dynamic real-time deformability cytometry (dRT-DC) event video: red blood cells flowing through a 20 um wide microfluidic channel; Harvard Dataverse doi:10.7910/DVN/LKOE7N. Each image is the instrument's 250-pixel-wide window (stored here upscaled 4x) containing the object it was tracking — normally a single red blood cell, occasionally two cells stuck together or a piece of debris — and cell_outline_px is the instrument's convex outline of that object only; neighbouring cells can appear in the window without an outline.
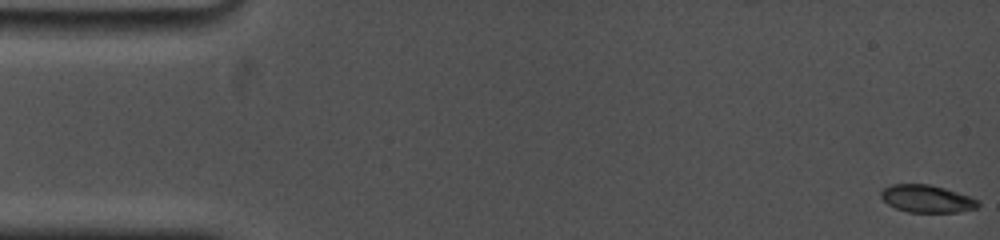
{"species": "common noctule bat (a hibernating species)", "species_latin": "Nyctalus noctula", "temperature_condition": "cold", "stored_images_in_passage": 21, "camera_frame_rate_fps": 5000, "um_per_image_px": 0.085, "animal": {"sex": "female", "body_mass_g": 19.0, "forearm_length_mm": 53.3}, "frame": {"image": 1, "passage_image": 1, "time_ms": 0.0, "image_size_px": [1000, 240], "cell_outline_px": [[980, 204], [976, 208], [960, 212], [908, 212], [896, 208], [888, 204], [880, 196], [880, 192], [884, 188], [892, 184], [928, 184], [944, 188], [980, 200]], "centroid_in_image_um": [78.79, 16.9], "position_along_channel_um": 6.2, "area_um2": 15.49}}
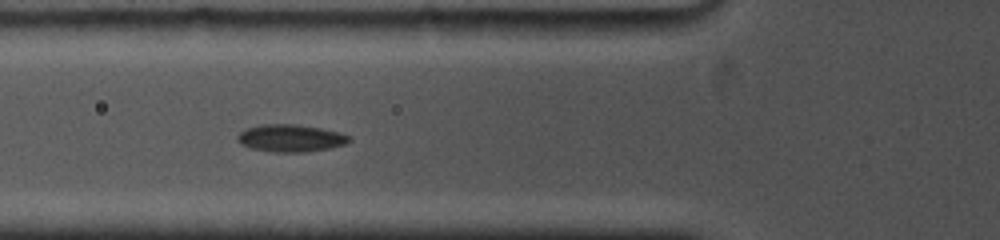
{"frame": {"image": 2, "passage_image": 12, "time_ms": 6.2, "image_size_px": [1000, 240], "cell_outline_px": [[352, 140], [348, 144], [328, 148], [304, 152], [272, 152], [252, 148], [240, 144], [236, 140], [236, 136], [244, 128], [260, 124], [296, 124], [320, 128], [352, 136]], "centroid_in_image_um": [24.68, 11.74], "position_along_channel_um": 101.1, "area_um2": 17.98}}
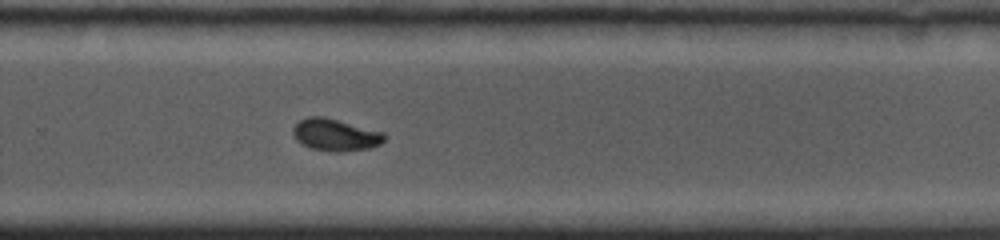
{"frame": {"image": 3, "passage_image": 21, "time_ms": 11.6, "image_size_px": [1000, 240], "cell_outline_px": [[388, 136], [380, 144], [368, 148], [340, 152], [336, 152], [312, 148], [300, 144], [296, 140], [292, 132], [292, 128], [300, 120], [308, 116], [324, 116], [384, 132]], "centroid_in_image_um": [28.5, 11.45], "position_along_channel_um": 301.3, "area_um2": 17.17}}